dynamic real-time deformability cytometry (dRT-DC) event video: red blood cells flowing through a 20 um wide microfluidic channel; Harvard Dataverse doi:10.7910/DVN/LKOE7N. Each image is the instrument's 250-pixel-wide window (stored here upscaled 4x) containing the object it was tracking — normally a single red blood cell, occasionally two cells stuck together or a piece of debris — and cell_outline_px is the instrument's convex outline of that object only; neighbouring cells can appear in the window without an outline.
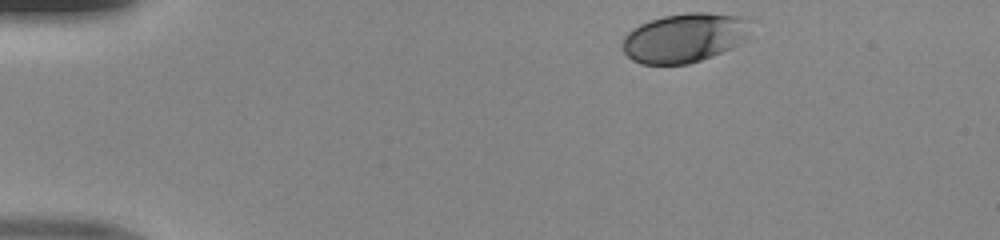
{"species": "human", "species_latin": "Homo sapiens", "temperature_condition": "room temperature", "stored_images_in_passage": 35, "camera_frame_rate_fps": 3000, "um_per_image_px": 0.085, "donor": {"sex": "male"}, "frame": {"image": 1, "passage_image": 1, "time_ms": 0.0, "image_size_px": [1000, 240], "cell_outline_px": [[756, 20], [744, 40], [732, 48], [712, 56], [688, 64], [640, 64], [632, 60], [620, 48], [624, 36], [632, 28], [640, 24], [664, 16], [688, 12], [708, 12], [744, 16]], "centroid_in_image_um": [58.23, 3.19], "position_along_channel_um": 26.8, "area_um2": 37.4}}
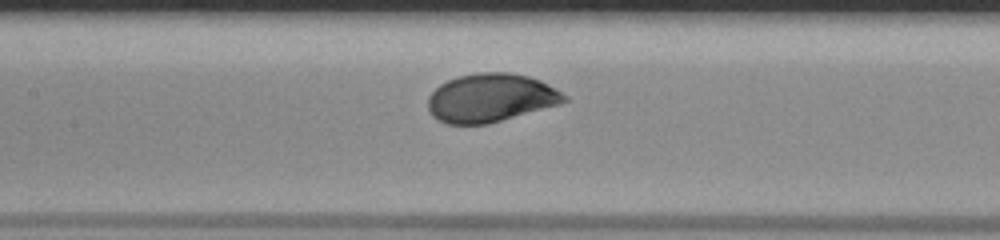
{"frame": {"image": 2, "passage_image": 17, "time_ms": 5.333, "image_size_px": [1000, 240], "cell_outline_px": [[568, 100], [560, 104], [488, 124], [448, 124], [432, 116], [428, 112], [428, 96], [440, 84], [448, 80], [460, 76], [480, 72], [508, 72], [528, 76], [540, 80], [568, 96]], "centroid_in_image_um": [41.7, 8.32], "position_along_channel_um": 165.7, "area_um2": 38.38}}
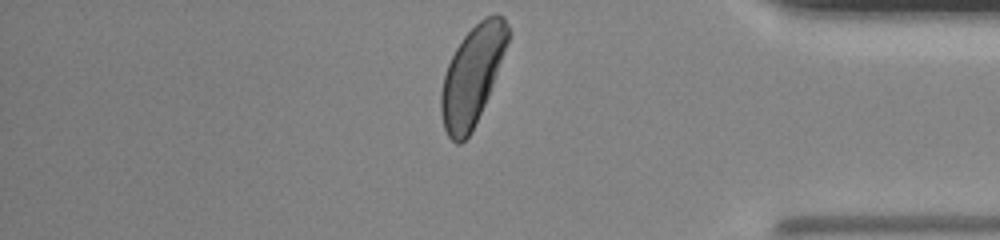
{"frame": {"image": 3, "passage_image": 35, "time_ms": 11.333, "image_size_px": [1000, 240], "cell_outline_px": [[512, 32], [488, 96], [472, 132], [460, 144], [456, 144], [448, 136], [444, 128], [440, 112], [440, 92], [444, 76], [448, 64], [456, 48], [464, 36], [484, 16], [504, 16]], "centroid_in_image_um": [40.14, 6.43], "position_along_channel_um": 395.1, "area_um2": 38.21}}